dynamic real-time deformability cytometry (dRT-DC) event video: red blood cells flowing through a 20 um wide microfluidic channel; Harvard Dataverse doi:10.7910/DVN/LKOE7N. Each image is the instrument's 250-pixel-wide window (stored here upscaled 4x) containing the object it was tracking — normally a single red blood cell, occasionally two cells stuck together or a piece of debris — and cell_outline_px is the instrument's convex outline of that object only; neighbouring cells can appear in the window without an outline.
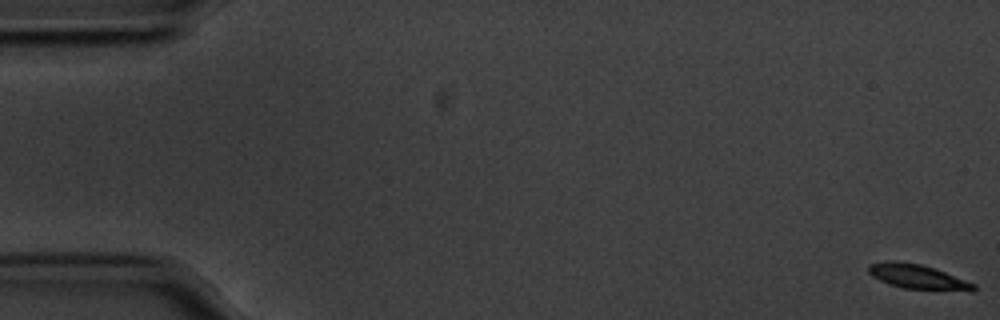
{"species": "common noctule bat (a hibernating species)", "species_latin": "Nyctalus noctula", "temperature_condition": "cold", "stored_images_in_passage": 58, "camera_frame_rate_fps": 3000, "um_per_image_px": 0.085, "animal": {"sex": "male", "body_mass_g": 20.1, "forearm_length_mm": 53.5}, "frame": {"image": 1, "passage_image": 1, "time_ms": 0.0, "image_size_px": [1000, 320], "cell_outline_px": [[976, 288], [972, 292], [904, 288], [888, 284], [872, 276], [868, 272], [868, 264], [888, 260], [896, 260], [920, 264], [936, 268], [976, 284]], "centroid_in_image_um": [78.02, 23.52], "position_along_channel_um": 7.0, "area_um2": 15.37}}
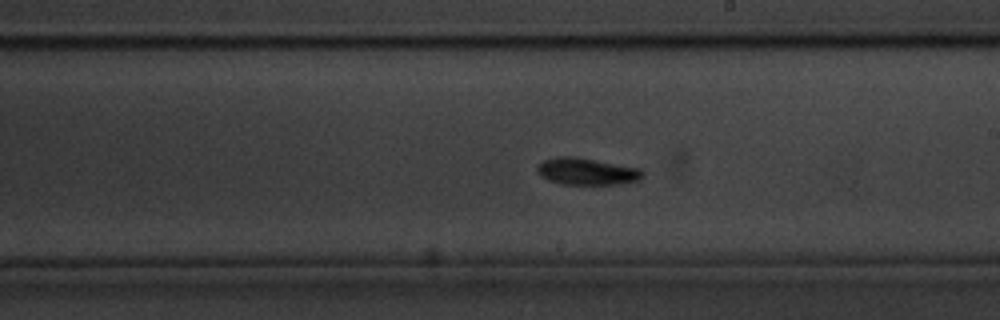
{"frame": {"image": 2, "passage_image": 33, "time_ms": 10.667, "image_size_px": [1000, 320], "cell_outline_px": [[644, 176], [640, 180], [620, 184], [560, 184], [548, 180], [540, 176], [536, 172], [536, 168], [544, 160], [556, 156], [572, 156], [596, 160], [640, 168], [644, 172]], "centroid_in_image_um": [49.87, 14.57], "position_along_channel_um": 239.1, "area_um2": 16.65}}
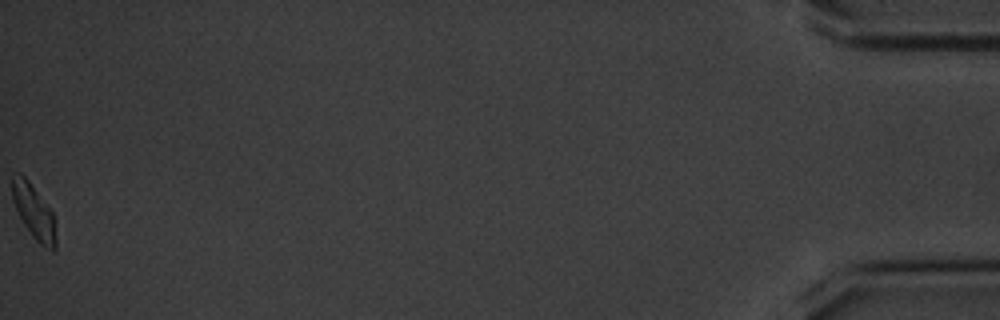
{"frame": {"image": 3, "passage_image": 58, "time_ms": 19.0, "image_size_px": [1000, 320], "cell_outline_px": [[56, 248], [52, 252], [44, 248], [32, 236], [16, 212], [12, 200], [12, 172], [20, 172], [28, 180], [52, 212], [56, 220]], "centroid_in_image_um": [2.88, 18.02], "position_along_channel_um": 432.3, "area_um2": 14.16}, "authors_computed_cell_mechanics": {"area_um2": 15.2014, "velocity_mm_per_s": 3.5066, "shape_relaxation_time_tau1_ms": 2.0542, "shape_relaxation_time_tau2_ms": 2.303, "deformation_change_tau1": 0.1151, "deformation_change_tau2": 0.0757}}